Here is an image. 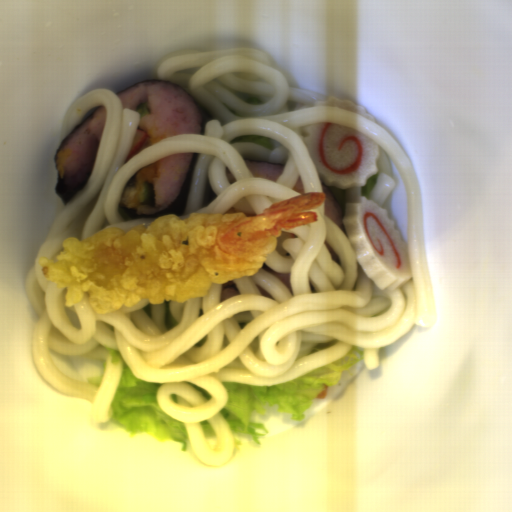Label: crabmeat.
Masks as SVG:
<instances>
[{
    "mask_svg": "<svg viewBox=\"0 0 512 512\" xmlns=\"http://www.w3.org/2000/svg\"><path fill=\"white\" fill-rule=\"evenodd\" d=\"M146 138H147V131L136 127L124 165L135 154H137L139 152L140 148L146 142Z\"/></svg>",
    "mask_w": 512,
    "mask_h": 512,
    "instance_id": "crabmeat-1",
    "label": "crabmeat"
}]
</instances>
